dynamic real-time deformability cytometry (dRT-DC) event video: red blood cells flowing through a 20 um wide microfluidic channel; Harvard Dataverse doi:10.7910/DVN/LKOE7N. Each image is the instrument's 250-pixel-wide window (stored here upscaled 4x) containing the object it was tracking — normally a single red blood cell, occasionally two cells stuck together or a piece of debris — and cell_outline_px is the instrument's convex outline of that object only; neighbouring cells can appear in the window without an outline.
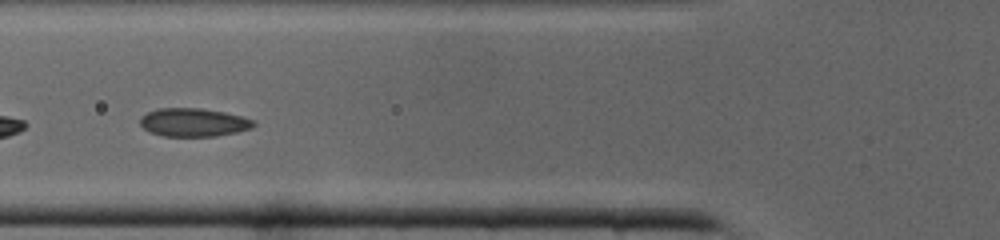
{"species": "common noctule bat (a hibernating species)", "species_latin": "Nyctalus noctula", "temperature_condition": "cold", "stored_images_in_passage": 27, "camera_frame_rate_fps": 3000, "um_per_image_px": 0.085, "animal": {"sex": "male", "body_mass_g": 19.0, "forearm_length_mm": 50.8}, "frame": {"image": 1, "passage_image": 4, "time_ms": 1.0, "image_size_px": [1000, 240], "cell_outline_px": [[256, 124], [252, 128], [236, 132], [216, 136], [164, 136], [152, 132], [144, 128], [140, 124], [140, 116], [148, 112], [160, 108], [200, 108], [224, 112], [244, 116], [256, 120]], "centroid_in_image_um": [16.5, 10.39], "position_along_channel_um": 109.3, "area_um2": 18.79}}
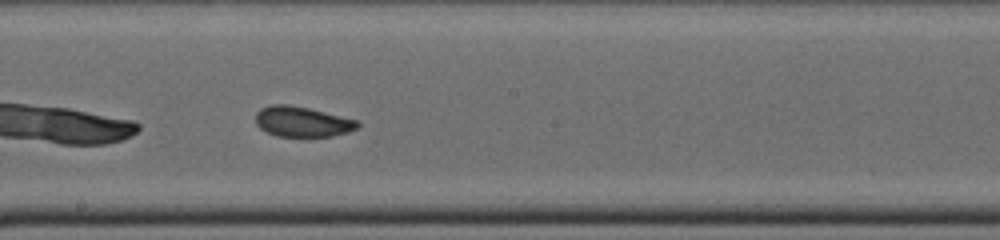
{"frame": {"image": 2, "passage_image": 11, "time_ms": 3.333, "image_size_px": [1000, 240], "cell_outline_px": [[360, 124], [356, 128], [348, 132], [332, 136], [276, 136], [260, 128], [256, 124], [256, 112], [260, 108], [272, 104], [288, 104], [308, 108], [356, 120]], "centroid_in_image_um": [25.65, 10.34], "position_along_channel_um": 222.6, "area_um2": 17.8}}
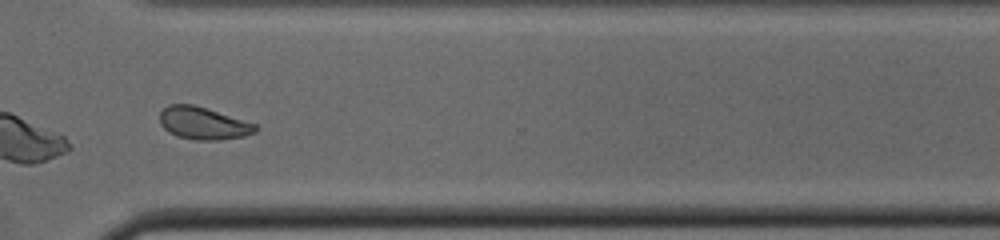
{"frame": {"image": 3, "passage_image": 19, "time_ms": 6.0, "image_size_px": [1000, 240], "cell_outline_px": [[260, 128], [256, 132], [244, 136], [220, 140], [196, 140], [176, 136], [168, 132], [160, 124], [160, 112], [168, 104], [192, 104], [256, 124]], "centroid_in_image_um": [17.26, 10.49], "position_along_channel_um": 353.3, "area_um2": 18.03}}